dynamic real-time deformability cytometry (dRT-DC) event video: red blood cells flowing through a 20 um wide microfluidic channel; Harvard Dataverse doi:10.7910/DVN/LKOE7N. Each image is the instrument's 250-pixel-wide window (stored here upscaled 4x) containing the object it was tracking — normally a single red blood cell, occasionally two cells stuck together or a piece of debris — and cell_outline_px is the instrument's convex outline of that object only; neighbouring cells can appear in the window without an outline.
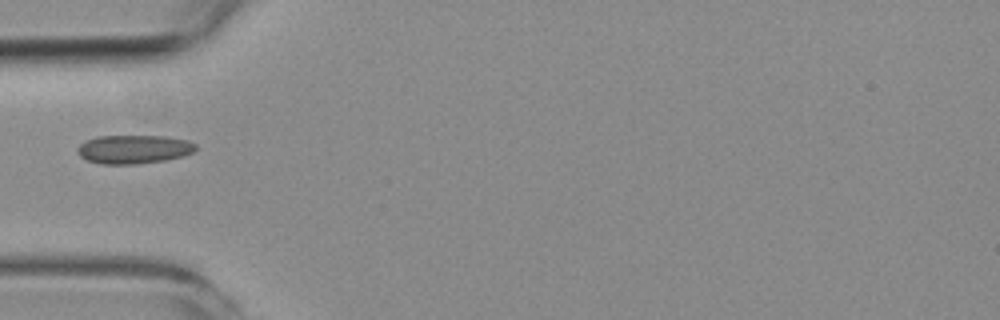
{"species": "common noctule bat (a hibernating species)", "species_latin": "Nyctalus noctula", "temperature_condition": "room temperature", "stored_images_in_passage": 1, "camera_frame_rate_fps": 3000, "um_per_image_px": 0.085, "animal": {"sex": "female", "body_mass_g": 19.3, "forearm_length_mm": 54.1}, "frame": {"image": 1, "passage_image": 1, "time_ms": 0.0, "image_size_px": [1000, 320], "cell_outline_px": [[196, 148], [192, 152], [184, 156], [164, 160], [136, 164], [100, 164], [88, 160], [80, 156], [80, 144], [96, 136], [164, 136], [188, 140], [196, 144]], "centroid_in_image_um": [11.41, 12.68], "position_along_channel_um": 73.6, "area_um2": 19.54}}